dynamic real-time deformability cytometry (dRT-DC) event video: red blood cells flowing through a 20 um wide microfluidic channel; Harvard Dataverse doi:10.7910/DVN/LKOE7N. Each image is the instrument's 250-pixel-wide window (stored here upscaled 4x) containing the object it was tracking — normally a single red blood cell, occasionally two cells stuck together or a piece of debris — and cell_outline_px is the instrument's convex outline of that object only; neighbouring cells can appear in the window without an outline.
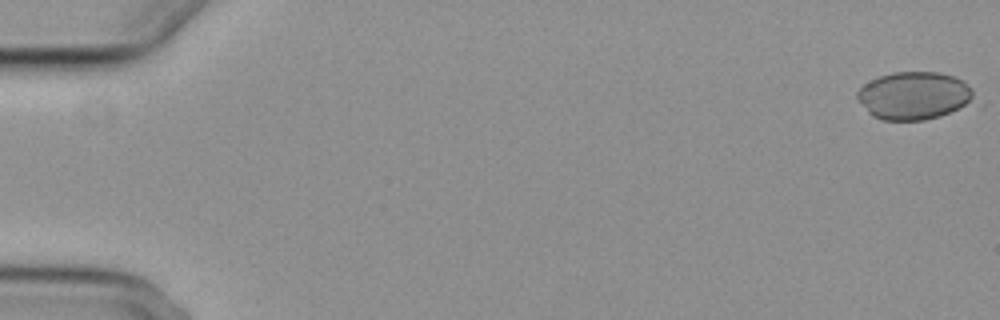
{"species": "common noctule bat (a hibernating species)", "species_latin": "Nyctalus noctula", "temperature_condition": "cold", "stored_images_in_passage": 12, "camera_frame_rate_fps": 3000, "um_per_image_px": 0.085, "animal": {"sex": "female", "body_mass_g": 29.2, "forearm_length_mm": 56.3}, "frame": {"image": 1, "passage_image": 1, "time_ms": 0.0, "image_size_px": [1000, 320], "cell_outline_px": [[976, 100], [960, 108], [940, 116], [924, 120], [880, 120], [872, 116], [868, 112], [856, 96], [856, 92], [864, 84], [880, 76], [892, 72], [940, 72], [964, 80], [972, 88]], "centroid_in_image_um": [77.72, 8.13], "position_along_channel_um": 7.3, "area_um2": 32.66}}